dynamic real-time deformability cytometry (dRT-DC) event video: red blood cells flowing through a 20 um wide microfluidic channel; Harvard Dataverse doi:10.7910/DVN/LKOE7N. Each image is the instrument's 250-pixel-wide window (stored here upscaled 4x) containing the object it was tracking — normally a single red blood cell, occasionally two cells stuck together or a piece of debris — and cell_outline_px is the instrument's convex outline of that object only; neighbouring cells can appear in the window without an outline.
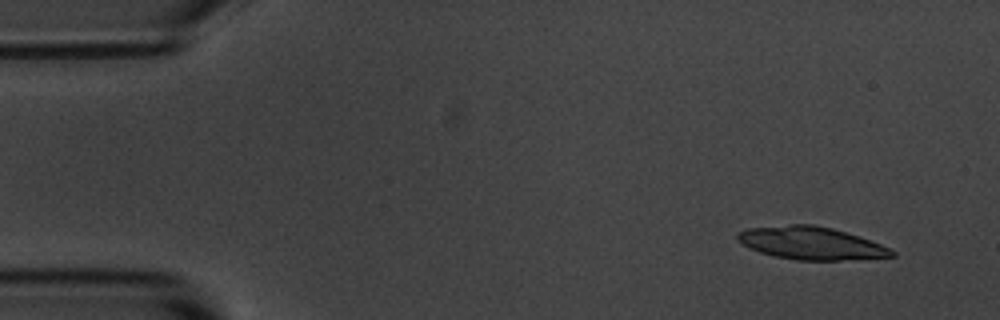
{"species": "common noctule bat (a hibernating species)", "species_latin": "Nyctalus noctula", "temperature_condition": "room temperature", "stored_images_in_passage": 9, "segment_of_instrument_passage": [1, 2], "camera_frame_rate_fps": 3000, "um_per_image_px": 0.085, "animal": {"sex": "male", "body_mass_g": 20.1, "forearm_length_mm": 53.5}, "frame": {"image": 1, "passage_image": 1, "time_ms": 0.0, "image_size_px": [1000, 320], "cell_outline_px": [[896, 256], [840, 260], [796, 260], [776, 256], [760, 252], [736, 240], [736, 232], [748, 228], [792, 224], [812, 224], [832, 228], [880, 244], [896, 252]], "centroid_in_image_um": [68.9, 20.66], "position_along_channel_um": 16.1, "area_um2": 29.02}}